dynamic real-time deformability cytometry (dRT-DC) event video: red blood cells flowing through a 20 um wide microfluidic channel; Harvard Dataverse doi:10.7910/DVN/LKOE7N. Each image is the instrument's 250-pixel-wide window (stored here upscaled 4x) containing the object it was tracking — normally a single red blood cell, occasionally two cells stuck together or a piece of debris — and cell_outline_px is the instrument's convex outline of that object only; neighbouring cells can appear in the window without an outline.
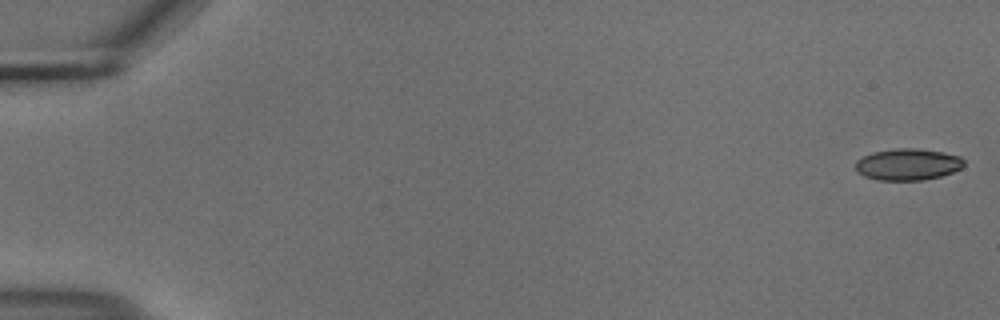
{"species": "common noctule bat (a hibernating species)", "species_latin": "Nyctalus noctula", "temperature_condition": "cold", "stored_images_in_passage": 55, "camera_frame_rate_fps": 3000, "um_per_image_px": 0.085, "animal": {"sex": "male", "body_mass_g": 18.8}, "frame": {"image": 1, "passage_image": 1, "time_ms": 0.0, "image_size_px": [1000, 320], "cell_outline_px": [[964, 164], [960, 168], [952, 172], [940, 176], [924, 180], [876, 180], [864, 176], [856, 172], [856, 160], [872, 152], [896, 148], [916, 148], [944, 152], [960, 156], [964, 160]], "centroid_in_image_um": [77.14, 13.97], "position_along_channel_um": 7.9, "area_um2": 20.06}}
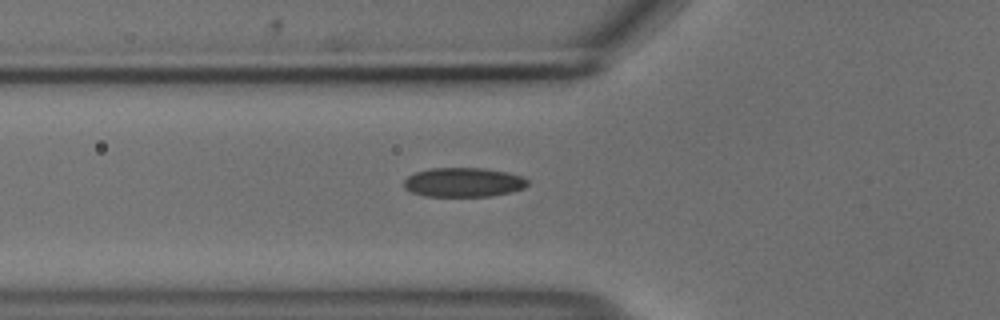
{"frame": {"image": 2, "passage_image": 20, "time_ms": 6.333, "image_size_px": [1000, 320], "cell_outline_px": [[528, 184], [524, 188], [512, 192], [492, 196], [428, 196], [412, 192], [404, 188], [404, 180], [408, 176], [416, 172], [428, 168], [484, 168], [508, 172], [524, 176], [528, 180]], "centroid_in_image_um": [39.43, 15.49], "position_along_channel_um": 86.4, "area_um2": 21.27}}
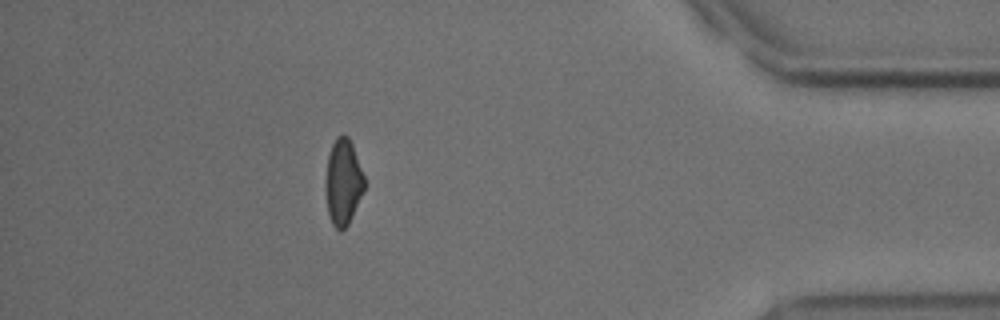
{"frame": {"image": 3, "passage_image": 49, "time_ms": 16.0, "image_size_px": [1000, 320], "cell_outline_px": [[364, 188], [352, 216], [348, 224], [340, 232], [332, 224], [328, 212], [324, 188], [324, 180], [328, 156], [332, 144], [336, 136], [348, 136], [352, 144], [364, 176]], "centroid_in_image_um": [29.13, 15.48], "position_along_channel_um": 406.1, "area_um2": 19.36}, "authors_computed_cell_mechanics": {"area_um2": 20.6346, "velocity_mm_per_s": 3.7155, "shape_relaxation_time_tau1_ms": 3.8625, "shape_relaxation_time_tau2_ms": 2.9664, "deformation_change_tau1": 0.1025, "deformation_change_tau2": 0.0826}}